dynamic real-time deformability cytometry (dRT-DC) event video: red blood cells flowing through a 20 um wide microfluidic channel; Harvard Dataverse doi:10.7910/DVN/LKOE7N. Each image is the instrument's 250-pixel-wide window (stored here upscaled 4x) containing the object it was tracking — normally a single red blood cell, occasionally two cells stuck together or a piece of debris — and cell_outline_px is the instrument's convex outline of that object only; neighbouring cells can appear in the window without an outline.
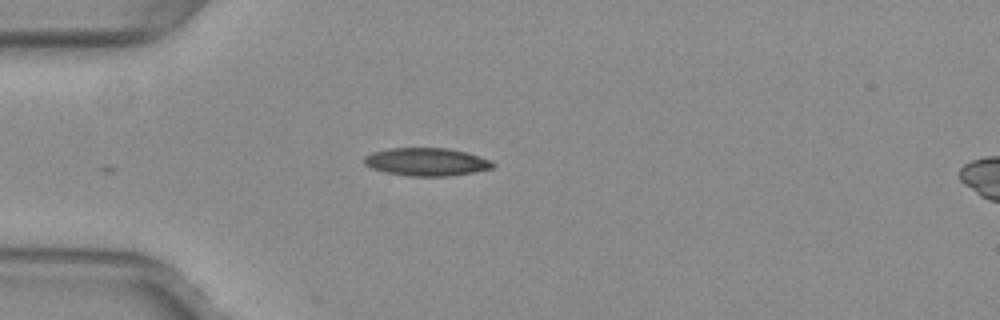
{"species": "common noctule bat (a hibernating species)", "species_latin": "Nyctalus noctula", "temperature_condition": "warm", "stored_images_in_passage": 6, "camera_frame_rate_fps": 3000, "um_per_image_px": 0.085, "animal": {"sex": "female", "body_mass_g": 29.2, "forearm_length_mm": 56.3}, "frame": {"image": 1, "passage_image": 1, "time_ms": 0.0, "image_size_px": [1000, 320], "cell_outline_px": [[496, 164], [492, 168], [472, 172], [448, 176], [408, 176], [384, 172], [372, 168], [364, 164], [364, 156], [372, 152], [388, 148], [448, 148], [464, 152], [492, 160]], "centroid_in_image_um": [36.23, 13.76], "position_along_channel_um": 48.8, "area_um2": 20.92}}